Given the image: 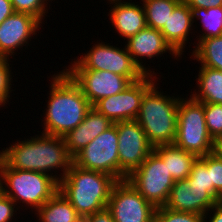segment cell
<instances>
[{
  "instance_id": "cell-1",
  "label": "cell",
  "mask_w": 222,
  "mask_h": 222,
  "mask_svg": "<svg viewBox=\"0 0 222 222\" xmlns=\"http://www.w3.org/2000/svg\"><path fill=\"white\" fill-rule=\"evenodd\" d=\"M0 159L10 168L41 172L52 176L58 183L73 164L63 137L43 133L6 147L0 151ZM57 168L63 169L60 177L48 173Z\"/></svg>"
},
{
  "instance_id": "cell-2",
  "label": "cell",
  "mask_w": 222,
  "mask_h": 222,
  "mask_svg": "<svg viewBox=\"0 0 222 222\" xmlns=\"http://www.w3.org/2000/svg\"><path fill=\"white\" fill-rule=\"evenodd\" d=\"M52 78L42 133L64 137L83 122L92 105L64 70Z\"/></svg>"
},
{
  "instance_id": "cell-3",
  "label": "cell",
  "mask_w": 222,
  "mask_h": 222,
  "mask_svg": "<svg viewBox=\"0 0 222 222\" xmlns=\"http://www.w3.org/2000/svg\"><path fill=\"white\" fill-rule=\"evenodd\" d=\"M117 180L104 172L85 170L75 164L59 181V191L85 218L107 208L110 193Z\"/></svg>"
},
{
  "instance_id": "cell-4",
  "label": "cell",
  "mask_w": 222,
  "mask_h": 222,
  "mask_svg": "<svg viewBox=\"0 0 222 222\" xmlns=\"http://www.w3.org/2000/svg\"><path fill=\"white\" fill-rule=\"evenodd\" d=\"M156 83L144 94L136 121L153 147L173 144L177 133L180 98L159 92Z\"/></svg>"
},
{
  "instance_id": "cell-5",
  "label": "cell",
  "mask_w": 222,
  "mask_h": 222,
  "mask_svg": "<svg viewBox=\"0 0 222 222\" xmlns=\"http://www.w3.org/2000/svg\"><path fill=\"white\" fill-rule=\"evenodd\" d=\"M0 177V191L3 194L11 198L16 205L21 200L27 207L30 205L35 208V211L59 190V183L52 176L10 168L1 159Z\"/></svg>"
},
{
  "instance_id": "cell-6",
  "label": "cell",
  "mask_w": 222,
  "mask_h": 222,
  "mask_svg": "<svg viewBox=\"0 0 222 222\" xmlns=\"http://www.w3.org/2000/svg\"><path fill=\"white\" fill-rule=\"evenodd\" d=\"M173 144L197 157L213 153L214 140L206 126L203 103L191 96L185 100L180 98L177 133Z\"/></svg>"
},
{
  "instance_id": "cell-7",
  "label": "cell",
  "mask_w": 222,
  "mask_h": 222,
  "mask_svg": "<svg viewBox=\"0 0 222 222\" xmlns=\"http://www.w3.org/2000/svg\"><path fill=\"white\" fill-rule=\"evenodd\" d=\"M127 180L132 186L156 208L166 204L174 180L167 164L153 150L145 161L135 169Z\"/></svg>"
},
{
  "instance_id": "cell-8",
  "label": "cell",
  "mask_w": 222,
  "mask_h": 222,
  "mask_svg": "<svg viewBox=\"0 0 222 222\" xmlns=\"http://www.w3.org/2000/svg\"><path fill=\"white\" fill-rule=\"evenodd\" d=\"M95 45V46H94ZM71 63L68 69L104 70L128 77L132 82L138 81L146 74L134 63L126 47L120 49L110 44L99 42Z\"/></svg>"
},
{
  "instance_id": "cell-9",
  "label": "cell",
  "mask_w": 222,
  "mask_h": 222,
  "mask_svg": "<svg viewBox=\"0 0 222 222\" xmlns=\"http://www.w3.org/2000/svg\"><path fill=\"white\" fill-rule=\"evenodd\" d=\"M73 164L85 170L107 173L119 181L117 122L78 152Z\"/></svg>"
},
{
  "instance_id": "cell-10",
  "label": "cell",
  "mask_w": 222,
  "mask_h": 222,
  "mask_svg": "<svg viewBox=\"0 0 222 222\" xmlns=\"http://www.w3.org/2000/svg\"><path fill=\"white\" fill-rule=\"evenodd\" d=\"M119 181L125 180L154 150L136 120L117 122Z\"/></svg>"
},
{
  "instance_id": "cell-11",
  "label": "cell",
  "mask_w": 222,
  "mask_h": 222,
  "mask_svg": "<svg viewBox=\"0 0 222 222\" xmlns=\"http://www.w3.org/2000/svg\"><path fill=\"white\" fill-rule=\"evenodd\" d=\"M107 209L115 222H154L157 208L125 179L113 185Z\"/></svg>"
},
{
  "instance_id": "cell-12",
  "label": "cell",
  "mask_w": 222,
  "mask_h": 222,
  "mask_svg": "<svg viewBox=\"0 0 222 222\" xmlns=\"http://www.w3.org/2000/svg\"><path fill=\"white\" fill-rule=\"evenodd\" d=\"M145 75L122 92L100 99L93 107L113 123L136 120L144 94L154 85L155 77ZM154 81V82H153Z\"/></svg>"
},
{
  "instance_id": "cell-13",
  "label": "cell",
  "mask_w": 222,
  "mask_h": 222,
  "mask_svg": "<svg viewBox=\"0 0 222 222\" xmlns=\"http://www.w3.org/2000/svg\"><path fill=\"white\" fill-rule=\"evenodd\" d=\"M64 71L80 87L92 106L100 99L122 92L133 83L128 77L108 70L67 69L66 67Z\"/></svg>"
},
{
  "instance_id": "cell-14",
  "label": "cell",
  "mask_w": 222,
  "mask_h": 222,
  "mask_svg": "<svg viewBox=\"0 0 222 222\" xmlns=\"http://www.w3.org/2000/svg\"><path fill=\"white\" fill-rule=\"evenodd\" d=\"M218 202L207 187L190 185L184 179L174 182L164 207L175 211L201 214L207 219L208 212Z\"/></svg>"
},
{
  "instance_id": "cell-15",
  "label": "cell",
  "mask_w": 222,
  "mask_h": 222,
  "mask_svg": "<svg viewBox=\"0 0 222 222\" xmlns=\"http://www.w3.org/2000/svg\"><path fill=\"white\" fill-rule=\"evenodd\" d=\"M41 22L27 13L14 12L0 24V58H9L17 48L28 44Z\"/></svg>"
},
{
  "instance_id": "cell-16",
  "label": "cell",
  "mask_w": 222,
  "mask_h": 222,
  "mask_svg": "<svg viewBox=\"0 0 222 222\" xmlns=\"http://www.w3.org/2000/svg\"><path fill=\"white\" fill-rule=\"evenodd\" d=\"M125 45L128 53L131 55L134 63L141 69L146 75H153L152 71L147 70L145 65H142L143 59H150L155 56L162 55L169 51L170 54L176 58L180 57L172 47L166 42L164 35L158 29H153L146 26L141 29L137 34L128 38ZM162 53V54H161ZM139 58V60H138ZM141 60V61H140Z\"/></svg>"
},
{
  "instance_id": "cell-17",
  "label": "cell",
  "mask_w": 222,
  "mask_h": 222,
  "mask_svg": "<svg viewBox=\"0 0 222 222\" xmlns=\"http://www.w3.org/2000/svg\"><path fill=\"white\" fill-rule=\"evenodd\" d=\"M113 124L110 119L92 106L83 122L63 137L69 154L74 157Z\"/></svg>"
},
{
  "instance_id": "cell-18",
  "label": "cell",
  "mask_w": 222,
  "mask_h": 222,
  "mask_svg": "<svg viewBox=\"0 0 222 222\" xmlns=\"http://www.w3.org/2000/svg\"><path fill=\"white\" fill-rule=\"evenodd\" d=\"M109 3L114 4L109 11L112 26L123 38L128 39L147 26L143 6L121 0Z\"/></svg>"
},
{
  "instance_id": "cell-19",
  "label": "cell",
  "mask_w": 222,
  "mask_h": 222,
  "mask_svg": "<svg viewBox=\"0 0 222 222\" xmlns=\"http://www.w3.org/2000/svg\"><path fill=\"white\" fill-rule=\"evenodd\" d=\"M192 10L182 0L175 8L172 15L164 23L160 32L164 35L166 42L181 56L186 46L187 37L193 26Z\"/></svg>"
},
{
  "instance_id": "cell-20",
  "label": "cell",
  "mask_w": 222,
  "mask_h": 222,
  "mask_svg": "<svg viewBox=\"0 0 222 222\" xmlns=\"http://www.w3.org/2000/svg\"><path fill=\"white\" fill-rule=\"evenodd\" d=\"M154 151L162 158L164 164H167L174 181L186 179L193 163L198 158L194 153L185 151L174 144L156 146Z\"/></svg>"
},
{
  "instance_id": "cell-21",
  "label": "cell",
  "mask_w": 222,
  "mask_h": 222,
  "mask_svg": "<svg viewBox=\"0 0 222 222\" xmlns=\"http://www.w3.org/2000/svg\"><path fill=\"white\" fill-rule=\"evenodd\" d=\"M36 214L41 222H83V218L59 190L36 210Z\"/></svg>"
},
{
  "instance_id": "cell-22",
  "label": "cell",
  "mask_w": 222,
  "mask_h": 222,
  "mask_svg": "<svg viewBox=\"0 0 222 222\" xmlns=\"http://www.w3.org/2000/svg\"><path fill=\"white\" fill-rule=\"evenodd\" d=\"M196 79L198 93L191 94L193 99L202 103L222 104V71L200 65Z\"/></svg>"
},
{
  "instance_id": "cell-23",
  "label": "cell",
  "mask_w": 222,
  "mask_h": 222,
  "mask_svg": "<svg viewBox=\"0 0 222 222\" xmlns=\"http://www.w3.org/2000/svg\"><path fill=\"white\" fill-rule=\"evenodd\" d=\"M196 44V48L192 52L194 59L202 66L222 71V35L202 39Z\"/></svg>"
},
{
  "instance_id": "cell-24",
  "label": "cell",
  "mask_w": 222,
  "mask_h": 222,
  "mask_svg": "<svg viewBox=\"0 0 222 222\" xmlns=\"http://www.w3.org/2000/svg\"><path fill=\"white\" fill-rule=\"evenodd\" d=\"M145 11L146 24L153 29L161 30L172 15L174 8L182 0H141Z\"/></svg>"
},
{
  "instance_id": "cell-25",
  "label": "cell",
  "mask_w": 222,
  "mask_h": 222,
  "mask_svg": "<svg viewBox=\"0 0 222 222\" xmlns=\"http://www.w3.org/2000/svg\"><path fill=\"white\" fill-rule=\"evenodd\" d=\"M192 10L193 23L195 18L201 19L205 31L199 35L198 42L202 39L222 35V6L208 9L196 8Z\"/></svg>"
},
{
  "instance_id": "cell-26",
  "label": "cell",
  "mask_w": 222,
  "mask_h": 222,
  "mask_svg": "<svg viewBox=\"0 0 222 222\" xmlns=\"http://www.w3.org/2000/svg\"><path fill=\"white\" fill-rule=\"evenodd\" d=\"M186 180L190 185L207 187V190L213 195V184H210V172L207 169V155L197 158Z\"/></svg>"
},
{
  "instance_id": "cell-27",
  "label": "cell",
  "mask_w": 222,
  "mask_h": 222,
  "mask_svg": "<svg viewBox=\"0 0 222 222\" xmlns=\"http://www.w3.org/2000/svg\"><path fill=\"white\" fill-rule=\"evenodd\" d=\"M205 122L213 140L222 135V104L203 103Z\"/></svg>"
},
{
  "instance_id": "cell-28",
  "label": "cell",
  "mask_w": 222,
  "mask_h": 222,
  "mask_svg": "<svg viewBox=\"0 0 222 222\" xmlns=\"http://www.w3.org/2000/svg\"><path fill=\"white\" fill-rule=\"evenodd\" d=\"M201 214L170 210L167 207H158L155 212L154 222H204Z\"/></svg>"
},
{
  "instance_id": "cell-29",
  "label": "cell",
  "mask_w": 222,
  "mask_h": 222,
  "mask_svg": "<svg viewBox=\"0 0 222 222\" xmlns=\"http://www.w3.org/2000/svg\"><path fill=\"white\" fill-rule=\"evenodd\" d=\"M207 169L210 172V184H213V196L222 201V160L213 153L207 154Z\"/></svg>"
},
{
  "instance_id": "cell-30",
  "label": "cell",
  "mask_w": 222,
  "mask_h": 222,
  "mask_svg": "<svg viewBox=\"0 0 222 222\" xmlns=\"http://www.w3.org/2000/svg\"><path fill=\"white\" fill-rule=\"evenodd\" d=\"M15 12L27 13L37 18L41 23L45 13H48L44 0H11ZM47 10V12H46Z\"/></svg>"
},
{
  "instance_id": "cell-31",
  "label": "cell",
  "mask_w": 222,
  "mask_h": 222,
  "mask_svg": "<svg viewBox=\"0 0 222 222\" xmlns=\"http://www.w3.org/2000/svg\"><path fill=\"white\" fill-rule=\"evenodd\" d=\"M8 58H0V106H5L10 97L12 77Z\"/></svg>"
},
{
  "instance_id": "cell-32",
  "label": "cell",
  "mask_w": 222,
  "mask_h": 222,
  "mask_svg": "<svg viewBox=\"0 0 222 222\" xmlns=\"http://www.w3.org/2000/svg\"><path fill=\"white\" fill-rule=\"evenodd\" d=\"M15 207V202L0 191V222H11L17 210Z\"/></svg>"
},
{
  "instance_id": "cell-33",
  "label": "cell",
  "mask_w": 222,
  "mask_h": 222,
  "mask_svg": "<svg viewBox=\"0 0 222 222\" xmlns=\"http://www.w3.org/2000/svg\"><path fill=\"white\" fill-rule=\"evenodd\" d=\"M190 9H196V8H215L222 6V0H183Z\"/></svg>"
},
{
  "instance_id": "cell-34",
  "label": "cell",
  "mask_w": 222,
  "mask_h": 222,
  "mask_svg": "<svg viewBox=\"0 0 222 222\" xmlns=\"http://www.w3.org/2000/svg\"><path fill=\"white\" fill-rule=\"evenodd\" d=\"M83 222H115L111 212L105 208L102 211L95 212L83 218Z\"/></svg>"
},
{
  "instance_id": "cell-35",
  "label": "cell",
  "mask_w": 222,
  "mask_h": 222,
  "mask_svg": "<svg viewBox=\"0 0 222 222\" xmlns=\"http://www.w3.org/2000/svg\"><path fill=\"white\" fill-rule=\"evenodd\" d=\"M14 12L11 0H0V24Z\"/></svg>"
},
{
  "instance_id": "cell-36",
  "label": "cell",
  "mask_w": 222,
  "mask_h": 222,
  "mask_svg": "<svg viewBox=\"0 0 222 222\" xmlns=\"http://www.w3.org/2000/svg\"><path fill=\"white\" fill-rule=\"evenodd\" d=\"M210 210L213 211V216L209 217V222H222V201H219ZM207 220H204L206 222Z\"/></svg>"
},
{
  "instance_id": "cell-37",
  "label": "cell",
  "mask_w": 222,
  "mask_h": 222,
  "mask_svg": "<svg viewBox=\"0 0 222 222\" xmlns=\"http://www.w3.org/2000/svg\"><path fill=\"white\" fill-rule=\"evenodd\" d=\"M213 154L222 160V139H215L214 140Z\"/></svg>"
}]
</instances>
